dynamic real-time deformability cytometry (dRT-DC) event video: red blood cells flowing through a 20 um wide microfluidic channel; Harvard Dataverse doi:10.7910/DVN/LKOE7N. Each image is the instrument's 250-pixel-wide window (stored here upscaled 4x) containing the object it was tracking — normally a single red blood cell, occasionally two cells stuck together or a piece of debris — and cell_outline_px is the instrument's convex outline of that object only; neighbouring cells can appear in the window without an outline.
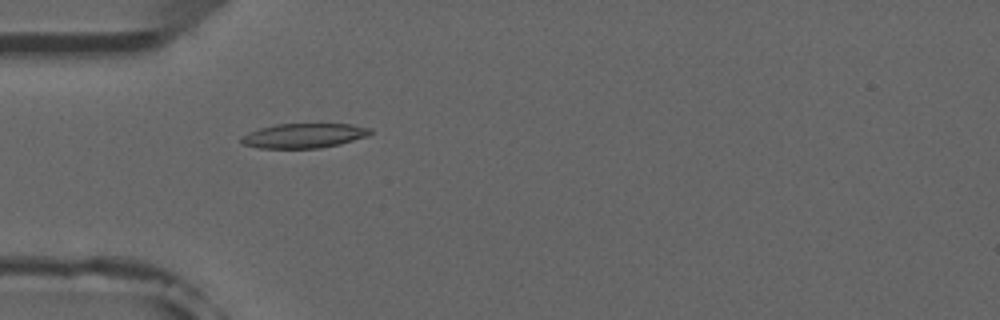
{"species": "common noctule bat (a hibernating species)", "species_latin": "Nyctalus noctula", "temperature_condition": "room temperature", "stored_images_in_passage": 5, "camera_frame_rate_fps": 3000, "um_per_image_px": 0.085, "animal": {"sex": "male", "forearm_length_mm": 52.5}, "frame": {"image": 1, "passage_image": 5, "time_ms": 4.667, "image_size_px": [1000, 320], "cell_outline_px": [[372, 132], [368, 136], [340, 144], [320, 148], [260, 148], [244, 144], [240, 140], [240, 136], [248, 132], [260, 128], [276, 124], [352, 124], [372, 128]], "centroid_in_image_um": [25.85, 11.53], "position_along_channel_um": 59.2, "area_um2": 18.55}}